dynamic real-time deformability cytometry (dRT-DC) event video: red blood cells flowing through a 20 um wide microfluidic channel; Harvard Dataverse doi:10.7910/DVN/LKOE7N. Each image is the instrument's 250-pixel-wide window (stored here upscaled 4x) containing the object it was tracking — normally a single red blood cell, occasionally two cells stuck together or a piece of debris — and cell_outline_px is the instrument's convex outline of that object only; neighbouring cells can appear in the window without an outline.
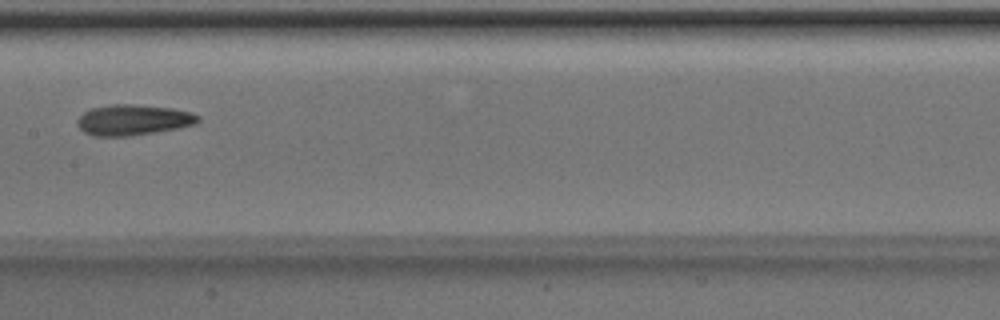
{"species": "Egyptian fruit bat (a non-hibernating species)", "species_latin": "Rousettus aegyptiacus", "temperature_condition": "room temperature", "stored_images_in_passage": 6, "camera_frame_rate_fps": 3000, "um_per_image_px": 0.085, "animal": {"sex": "male"}, "frame": {"image": 1, "passage_image": 5, "time_ms": 1.333, "image_size_px": [1000, 320], "cell_outline_px": [[200, 120], [196, 124], [180, 128], [132, 136], [92, 136], [84, 132], [76, 124], [76, 120], [88, 108], [112, 104], [136, 104], [172, 108], [192, 112], [200, 116]], "centroid_in_image_um": [11.32, 10.19], "position_along_channel_um": 196.1, "area_um2": 21.96}}
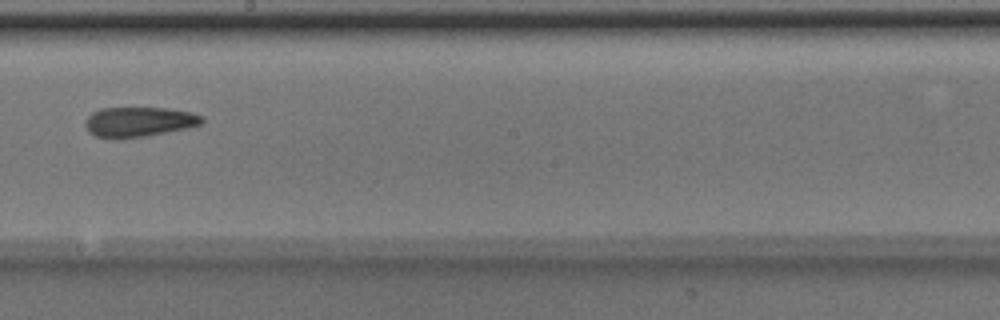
{"frame": {"image": 2, "passage_image": 6, "time_ms": 1.667, "image_size_px": [1000, 320], "cell_outline_px": [[204, 120], [200, 124], [188, 128], [148, 136], [120, 140], [112, 140], [96, 136], [88, 132], [84, 124], [84, 120], [92, 112], [100, 108], [168, 108], [192, 112], [204, 116]], "centroid_in_image_um": [11.78, 10.38], "position_along_channel_um": 236.4, "area_um2": 20.92}}